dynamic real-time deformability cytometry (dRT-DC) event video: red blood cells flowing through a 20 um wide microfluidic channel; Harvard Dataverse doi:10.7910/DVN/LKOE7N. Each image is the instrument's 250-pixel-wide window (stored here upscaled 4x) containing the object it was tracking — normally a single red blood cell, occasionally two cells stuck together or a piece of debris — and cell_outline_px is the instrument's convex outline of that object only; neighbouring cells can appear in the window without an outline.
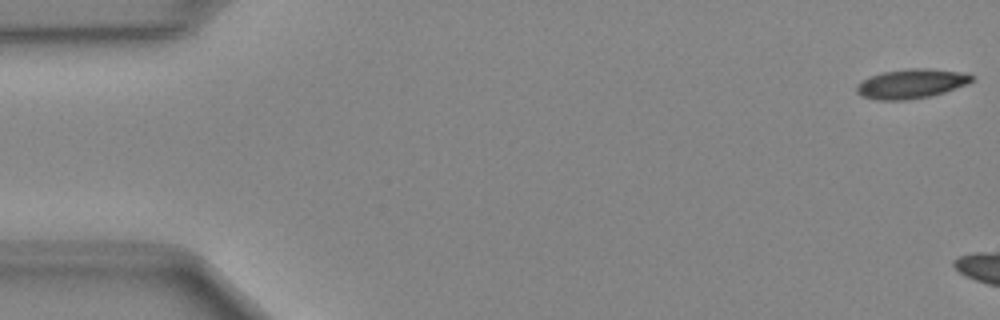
{"species": "Egyptian fruit bat (a non-hibernating species)", "species_latin": "Rousettus aegyptiacus", "temperature_condition": "cold", "stored_images_in_passage": 12, "camera_frame_rate_fps": 3000, "um_per_image_px": 0.085, "animal": {"sex": "female"}, "frame": {"image": 1, "passage_image": 1, "time_ms": 0.0, "image_size_px": [1000, 320], "cell_outline_px": [[972, 80], [968, 84], [944, 92], [928, 96], [908, 100], [876, 100], [860, 96], [856, 92], [856, 84], [860, 80], [868, 76], [880, 72], [912, 68], [928, 68], [968, 72], [972, 76]], "centroid_in_image_um": [77.41, 7.1], "position_along_channel_um": 7.6, "area_um2": 20.11}}